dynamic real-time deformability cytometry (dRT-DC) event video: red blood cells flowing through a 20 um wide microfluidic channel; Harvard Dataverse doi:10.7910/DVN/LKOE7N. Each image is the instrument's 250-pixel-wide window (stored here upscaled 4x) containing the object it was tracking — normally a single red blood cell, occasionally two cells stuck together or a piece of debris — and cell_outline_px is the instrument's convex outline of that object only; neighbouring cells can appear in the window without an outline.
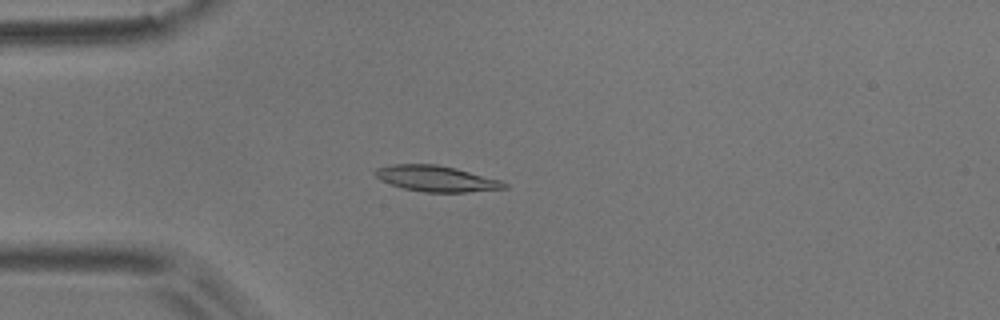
{"species": "common noctule bat (a hibernating species)", "species_latin": "Nyctalus noctula", "temperature_condition": "room temperature", "stored_images_in_passage": 55, "camera_frame_rate_fps": 3000, "um_per_image_px": 0.085, "animal": {"sex": "male", "body_mass_g": 17.9}, "frame": {"image": 1, "passage_image": 15, "time_ms": 4.667, "image_size_px": [1000, 320], "cell_outline_px": [[508, 188], [468, 192], [424, 192], [404, 188], [380, 180], [372, 172], [376, 168], [392, 164], [436, 164], [456, 168], [500, 180], [508, 184]], "centroid_in_image_um": [37.08, 15.18], "position_along_channel_um": 47.9, "area_um2": 19.42}}
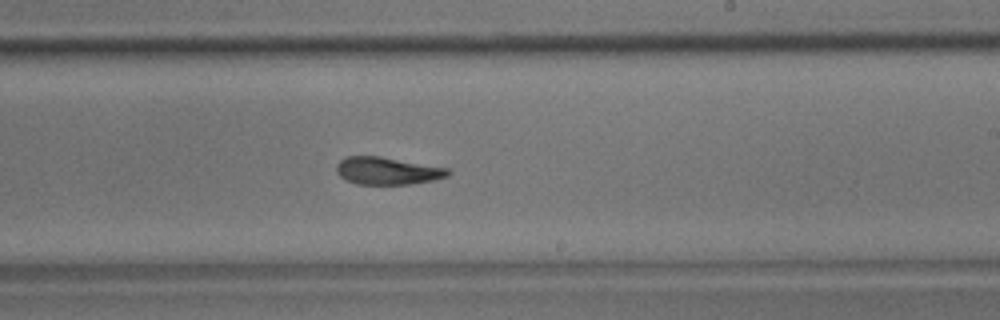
{"frame": {"image": 2, "passage_image": 33, "time_ms": 10.667, "image_size_px": [1000, 320], "cell_outline_px": [[452, 172], [448, 176], [432, 180], [408, 184], [356, 184], [340, 176], [336, 172], [336, 164], [340, 160], [348, 156], [380, 156], [448, 168]], "centroid_in_image_um": [32.92, 14.51], "position_along_channel_um": 256.1, "area_um2": 17.74}}
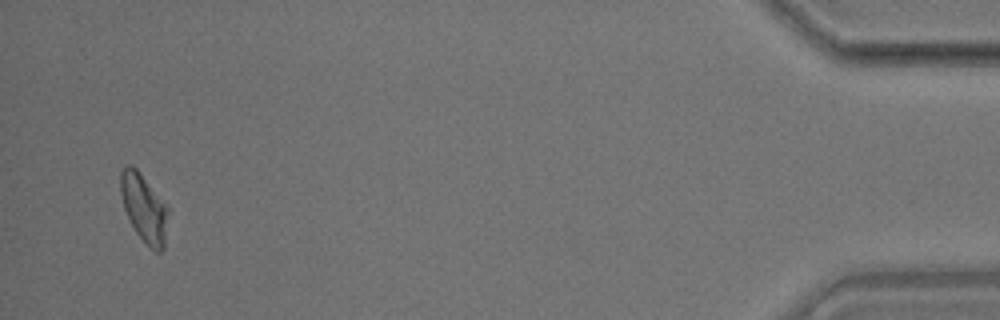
{"frame": {"image": 3, "passage_image": 53, "time_ms": 17.333, "image_size_px": [1000, 320], "cell_outline_px": [[168, 212], [164, 248], [160, 252], [156, 252], [136, 232], [128, 220], [124, 208], [120, 192], [120, 172], [128, 164], [132, 164], [140, 172], [168, 208]], "centroid_in_image_um": [12.22, 17.66], "position_along_channel_um": 423.0, "area_um2": 18.55}, "authors_computed_cell_mechanics": {"area_um2": 18.6694, "velocity_mm_per_s": 3.7029, "shape_relaxation_time_tau1_ms": 5.5046, "shape_relaxation_time_tau2_ms": 3.0025, "deformation_change_tau1": 0.1581, "deformation_change_tau2": 0.0915}}